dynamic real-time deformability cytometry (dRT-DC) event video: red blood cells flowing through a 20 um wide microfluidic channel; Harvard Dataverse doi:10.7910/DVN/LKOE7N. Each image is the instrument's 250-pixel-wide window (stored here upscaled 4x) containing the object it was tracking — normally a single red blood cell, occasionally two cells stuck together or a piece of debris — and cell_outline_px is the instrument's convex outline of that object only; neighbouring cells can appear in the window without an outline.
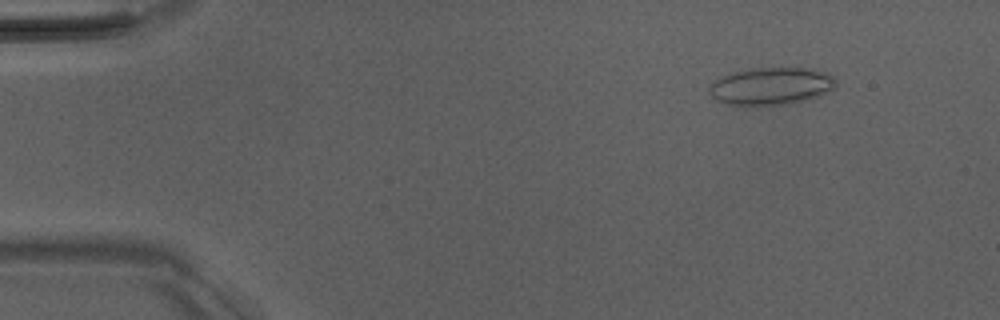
{"species": "Egyptian fruit bat (a non-hibernating species)", "species_latin": "Rousettus aegyptiacus", "temperature_condition": "room temperature", "stored_images_in_passage": 5, "camera_frame_rate_fps": 3000, "um_per_image_px": 0.085, "animal": {"sex": "male"}, "frame": {"image": 1, "passage_image": 2, "time_ms": 1.0, "image_size_px": [1000, 320], "cell_outline_px": [[836, 84], [832, 88], [820, 96], [788, 104], [724, 104], [716, 100], [708, 92], [708, 88], [720, 76], [732, 72], [752, 68], [812, 68], [836, 76]], "centroid_in_image_um": [65.55, 7.3], "position_along_channel_um": 19.5, "area_um2": 27.51}}